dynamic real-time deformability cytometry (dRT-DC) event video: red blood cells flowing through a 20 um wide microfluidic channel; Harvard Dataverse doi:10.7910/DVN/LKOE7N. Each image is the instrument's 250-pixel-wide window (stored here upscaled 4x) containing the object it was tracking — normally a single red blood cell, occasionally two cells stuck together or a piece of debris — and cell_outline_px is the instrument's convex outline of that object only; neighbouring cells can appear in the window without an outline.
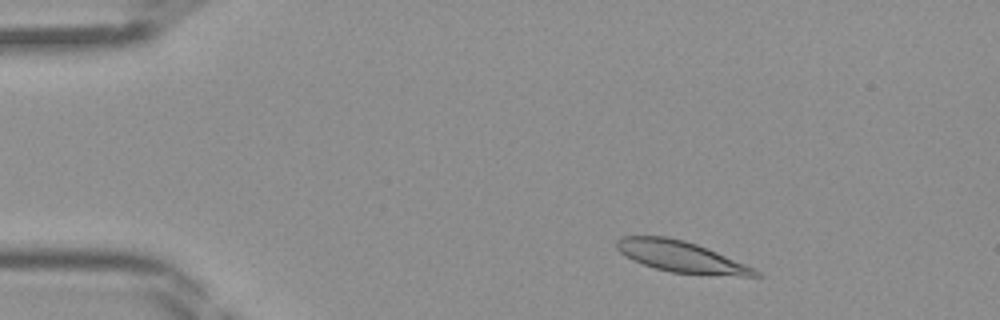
{"species": "Egyptian fruit bat (a non-hibernating species)", "species_latin": "Rousettus aegyptiacus", "temperature_condition": "room temperature", "stored_images_in_passage": 15, "camera_frame_rate_fps": 3000, "um_per_image_px": 0.085, "frame": {"image": 1, "passage_image": 4, "time_ms": 1.0, "image_size_px": [1000, 320], "cell_outline_px": [[764, 276], [740, 276], [672, 272], [656, 268], [632, 260], [624, 256], [616, 248], [616, 240], [624, 236], [664, 236], [684, 240], [696, 244], [756, 268]], "centroid_in_image_um": [57.89, 21.81], "position_along_channel_um": 27.1, "area_um2": 24.91}}
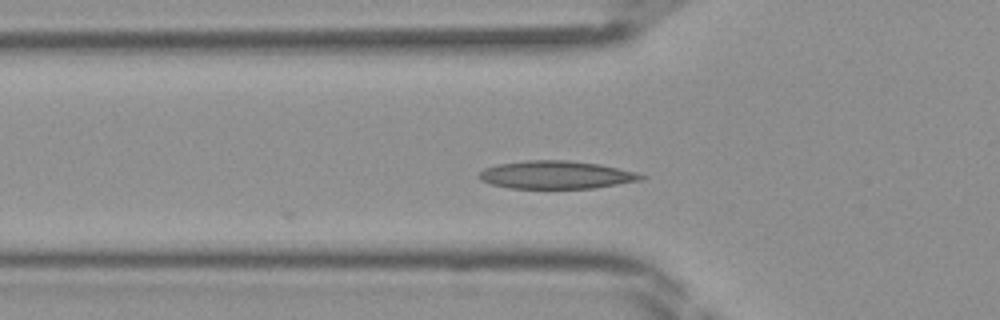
{"frame": {"image": 2, "passage_image": 12, "time_ms": 3.667, "image_size_px": [1000, 320], "cell_outline_px": [[648, 176], [644, 180], [592, 188], [508, 188], [492, 184], [480, 180], [476, 176], [484, 168], [496, 164], [524, 160], [568, 160], [600, 164], [636, 172]], "centroid_in_image_um": [47.27, 14.85], "position_along_channel_um": 78.5, "area_um2": 26.59}}
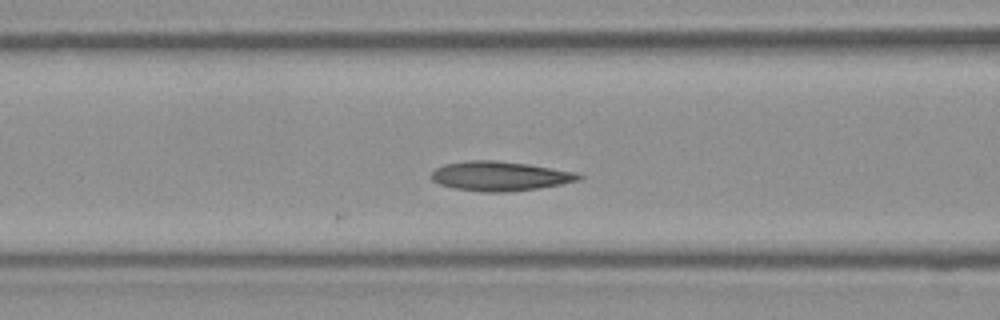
{"frame": {"image": 3, "passage_image": 15, "time_ms": 4.667, "image_size_px": [1000, 320], "cell_outline_px": [[584, 176], [580, 180], [540, 188], [504, 192], [480, 192], [452, 188], [440, 184], [432, 180], [432, 172], [436, 168], [444, 164], [468, 160], [496, 160], [528, 164], [580, 172]], "centroid_in_image_um": [42.53, 14.96], "position_along_channel_um": 124.1, "area_um2": 25.55}}